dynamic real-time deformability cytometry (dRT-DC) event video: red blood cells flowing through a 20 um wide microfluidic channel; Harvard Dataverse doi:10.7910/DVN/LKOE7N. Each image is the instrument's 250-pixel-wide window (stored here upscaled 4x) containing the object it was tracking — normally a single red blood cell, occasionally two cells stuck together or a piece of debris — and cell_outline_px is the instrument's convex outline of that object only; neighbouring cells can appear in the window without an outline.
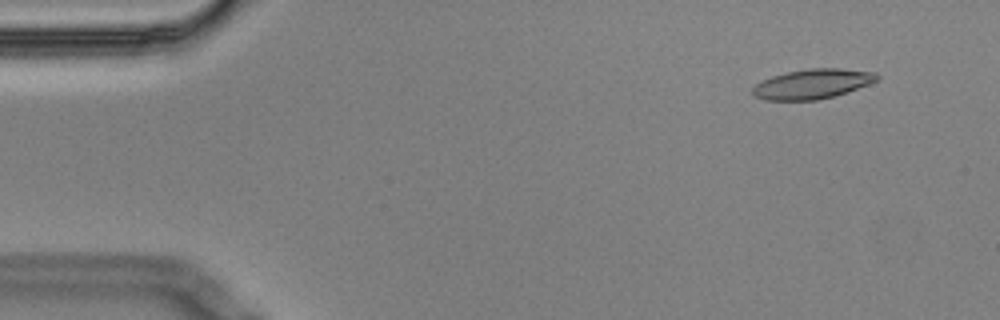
{"species": "Egyptian fruit bat (a non-hibernating species)", "species_latin": "Rousettus aegyptiacus", "temperature_condition": "cold", "stored_images_in_passage": 6, "camera_frame_rate_fps": 3000, "um_per_image_px": 0.085, "animal": {"sex": "male"}, "frame": {"image": 1, "passage_image": 2, "time_ms": 0.333, "image_size_px": [1000, 320], "cell_outline_px": [[880, 80], [832, 96], [816, 100], [764, 100], [752, 96], [752, 88], [760, 80], [772, 76], [788, 72], [808, 68], [840, 68], [876, 72], [880, 76]], "centroid_in_image_um": [69.02, 7.12], "position_along_channel_um": 16.0, "area_um2": 21.56}}